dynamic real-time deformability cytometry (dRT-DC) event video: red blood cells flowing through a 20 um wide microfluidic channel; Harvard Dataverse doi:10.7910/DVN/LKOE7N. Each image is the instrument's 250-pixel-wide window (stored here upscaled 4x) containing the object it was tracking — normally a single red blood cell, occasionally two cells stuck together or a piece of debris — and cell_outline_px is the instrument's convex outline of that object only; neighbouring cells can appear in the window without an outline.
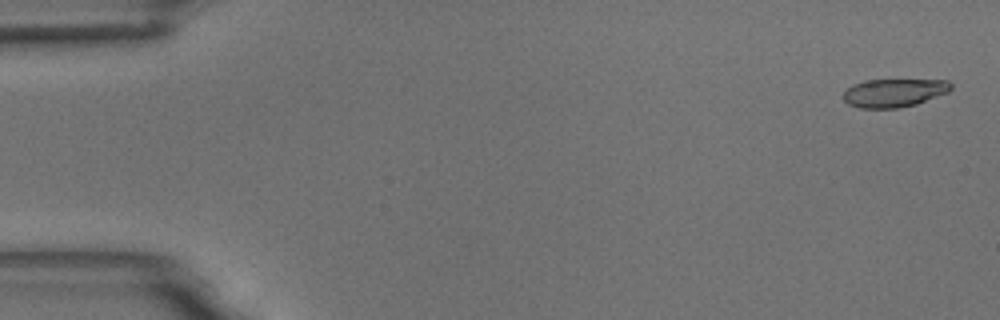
{"species": "common noctule bat (a hibernating species)", "species_latin": "Nyctalus noctula", "temperature_condition": "room temperature", "stored_images_in_passage": 59, "camera_frame_rate_fps": 3000, "um_per_image_px": 0.085, "animal": {"sex": "male", "body_mass_g": 18.8}, "frame": {"image": 1, "passage_image": 2, "time_ms": 0.333, "image_size_px": [1000, 320], "cell_outline_px": [[952, 88], [948, 92], [916, 104], [900, 108], [860, 108], [848, 104], [840, 96], [852, 84], [864, 80], [948, 80], [952, 84]], "centroid_in_image_um": [75.96, 7.89], "position_along_channel_um": 9.0, "area_um2": 17.86}}
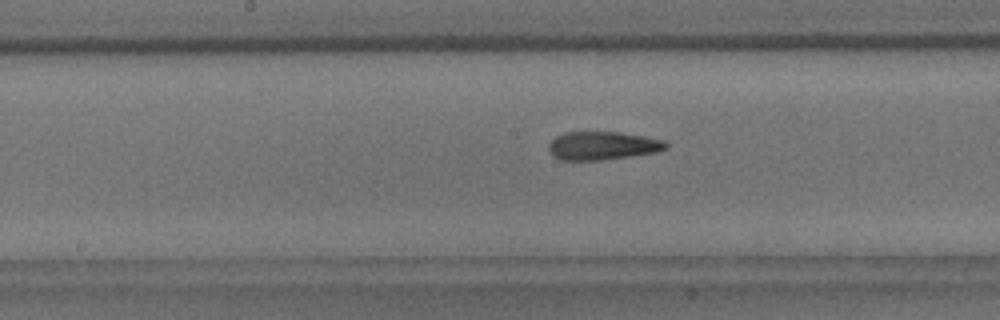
{"frame": {"image": 2, "passage_image": 30, "time_ms": 9.667, "image_size_px": [1000, 320], "cell_outline_px": [[668, 148], [656, 152], [600, 160], [564, 160], [556, 156], [548, 148], [548, 144], [556, 136], [564, 132], [620, 132], [644, 136], [664, 140], [668, 144]], "centroid_in_image_um": [51.24, 12.37], "position_along_channel_um": 197.0, "area_um2": 19.13}}
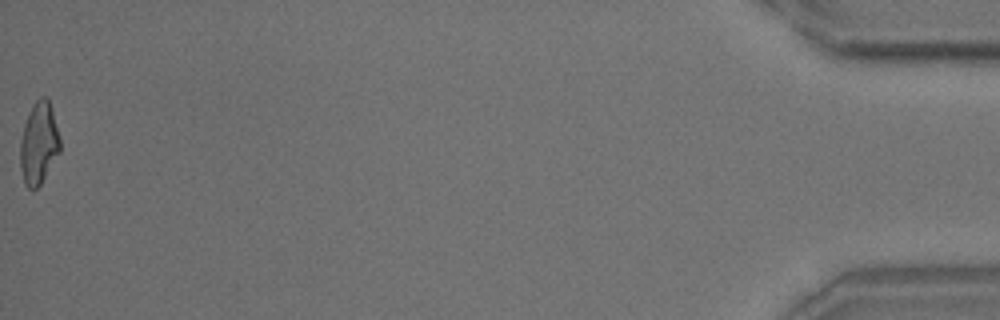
{"frame": {"image": 3, "passage_image": 59, "time_ms": 19.333, "image_size_px": [1000, 320], "cell_outline_px": [[60, 152], [40, 184], [36, 188], [28, 188], [24, 184], [20, 168], [20, 140], [24, 124], [28, 112], [32, 104], [40, 96], [44, 96], [48, 100], [52, 112], [60, 140]], "centroid_in_image_um": [3.27, 12.18], "position_along_channel_um": 431.9, "area_um2": 18.9}, "authors_computed_cell_mechanics": {"area_um2": 19.2474, "velocity_mm_per_s": 3.4546, "shape_relaxation_time_tau1_ms": 9.4344, "shape_relaxation_time_tau2_ms": 2.2993, "deformation_change_tau1": 0.2402, "deformation_change_tau2": 0.1136}}